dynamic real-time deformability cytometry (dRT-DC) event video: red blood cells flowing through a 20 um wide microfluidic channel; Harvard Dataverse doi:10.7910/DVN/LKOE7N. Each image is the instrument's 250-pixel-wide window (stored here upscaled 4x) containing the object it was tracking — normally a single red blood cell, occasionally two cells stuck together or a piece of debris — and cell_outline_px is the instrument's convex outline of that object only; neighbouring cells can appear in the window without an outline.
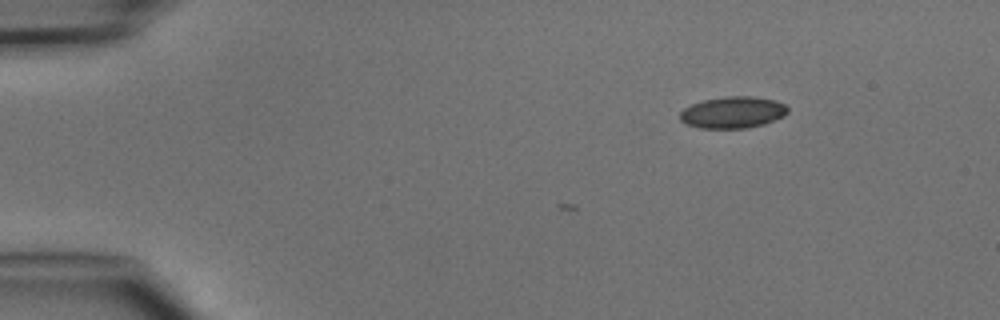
{"species": "common noctule bat (a hibernating species)", "species_latin": "Nyctalus noctula", "temperature_condition": "cold", "stored_images_in_passage": 3, "camera_frame_rate_fps": 3000, "um_per_image_px": 0.085, "animal": {"sex": "male", "body_mass_g": 15.6}, "frame": {"image": 1, "passage_image": 3, "time_ms": 0.667, "image_size_px": [1000, 320], "cell_outline_px": [[788, 112], [784, 116], [764, 124], [748, 128], [700, 128], [688, 124], [680, 120], [680, 112], [684, 108], [692, 104], [704, 100], [724, 96], [752, 96], [776, 100], [784, 104], [788, 108]], "centroid_in_image_um": [62.31, 9.55], "position_along_channel_um": 22.7, "area_um2": 19.88}}